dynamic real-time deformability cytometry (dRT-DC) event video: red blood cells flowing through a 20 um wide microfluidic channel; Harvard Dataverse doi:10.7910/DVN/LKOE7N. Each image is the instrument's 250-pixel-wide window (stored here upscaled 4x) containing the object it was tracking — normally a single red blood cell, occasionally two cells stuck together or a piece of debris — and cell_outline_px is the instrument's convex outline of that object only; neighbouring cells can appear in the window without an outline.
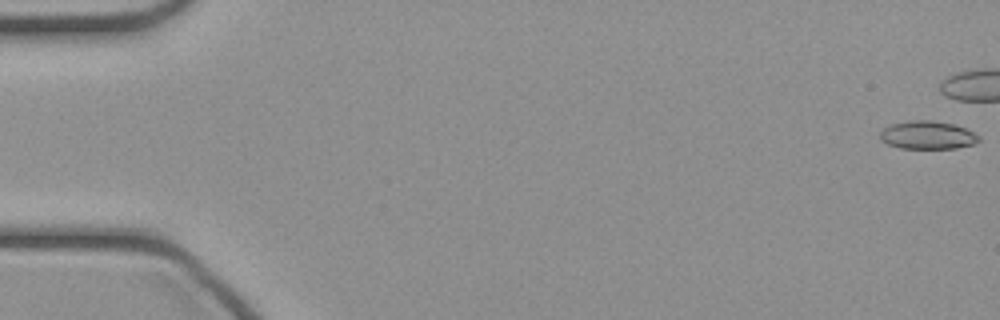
{"species": "common noctule bat (a hibernating species)", "species_latin": "Nyctalus noctula", "temperature_condition": "cold", "stored_images_in_passage": 37, "camera_frame_rate_fps": 3000, "um_per_image_px": 0.085, "animal": {"sex": "female", "body_mass_g": 21.9}, "frame": {"image": 1, "passage_image": 1, "time_ms": 0.0, "image_size_px": [1000, 320], "cell_outline_px": [[980, 140], [976, 144], [956, 148], [900, 148], [888, 144], [880, 140], [880, 132], [884, 128], [892, 124], [912, 120], [932, 120], [956, 124], [980, 136]], "centroid_in_image_um": [78.86, 11.48], "position_along_channel_um": 6.1, "area_um2": 16.24}}
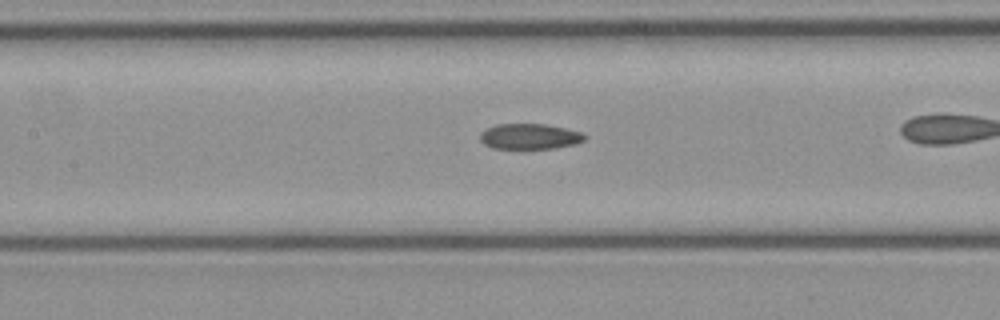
{"frame": {"image": 2, "passage_image": 22, "time_ms": 7.0, "image_size_px": [1000, 320], "cell_outline_px": [[588, 136], [584, 140], [576, 144], [556, 148], [492, 148], [484, 144], [480, 140], [480, 132], [496, 124], [544, 124], [584, 132]], "centroid_in_image_um": [45.05, 11.59], "position_along_channel_um": 162.3, "area_um2": 15.61}}